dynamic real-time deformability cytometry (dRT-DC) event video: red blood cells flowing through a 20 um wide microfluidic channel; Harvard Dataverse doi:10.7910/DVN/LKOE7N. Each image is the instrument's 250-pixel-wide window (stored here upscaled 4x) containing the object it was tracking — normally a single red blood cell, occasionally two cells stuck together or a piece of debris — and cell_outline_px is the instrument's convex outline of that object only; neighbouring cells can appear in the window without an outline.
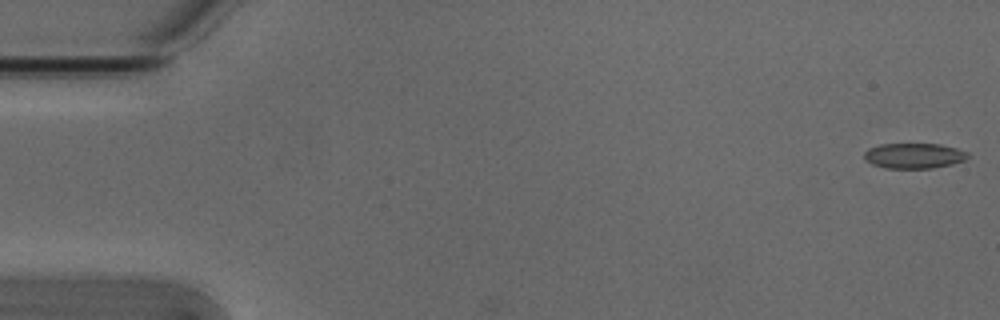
{"species": "Egyptian fruit bat (a non-hibernating species)", "species_latin": "Rousettus aegyptiacus", "temperature_condition": "cold", "stored_images_in_passage": 48, "camera_frame_rate_fps": 3000, "um_per_image_px": 0.085, "animal": {"sex": "male"}, "frame": {"image": 1, "passage_image": 1, "time_ms": 0.0, "image_size_px": [1000, 320], "cell_outline_px": [[968, 156], [964, 160], [952, 164], [932, 168], [884, 168], [872, 164], [864, 160], [864, 152], [868, 148], [880, 144], [940, 144], [956, 148], [968, 152]], "centroid_in_image_um": [77.65, 13.24], "position_along_channel_um": 7.3, "area_um2": 15.32}}
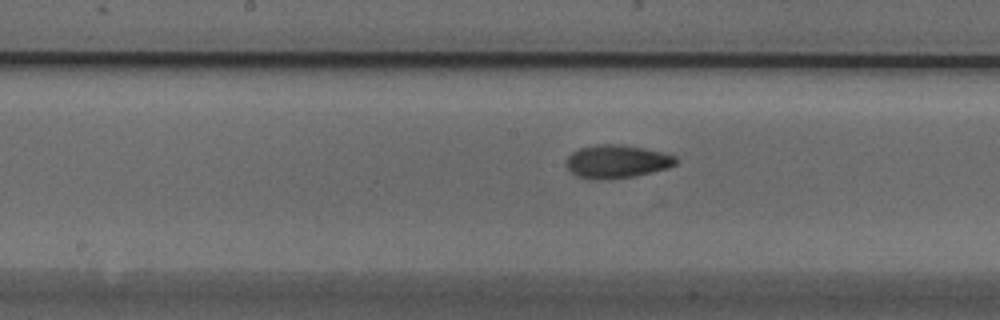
{"frame": {"image": 2, "passage_image": 21, "time_ms": 6.667, "image_size_px": [1000, 320], "cell_outline_px": [[676, 164], [668, 168], [636, 176], [608, 180], [588, 180], [576, 176], [564, 164], [568, 156], [572, 152], [580, 148], [596, 144], [620, 144], [644, 148], [676, 156]], "centroid_in_image_um": [52.39, 13.75], "position_along_channel_um": 195.8, "area_um2": 21.5}}
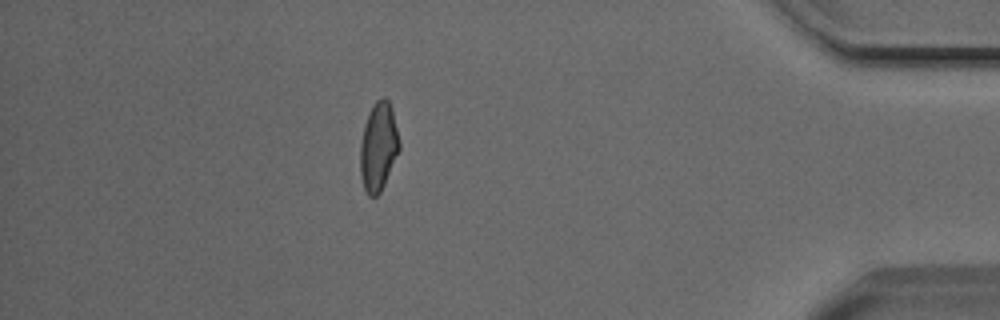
{"frame": {"image": 3, "passage_image": 41, "time_ms": 13.333, "image_size_px": [1000, 320], "cell_outline_px": [[400, 148], [384, 184], [380, 192], [376, 196], [368, 196], [364, 188], [360, 176], [360, 144], [364, 124], [372, 104], [376, 100], [384, 96], [388, 100], [392, 108], [400, 144]], "centroid_in_image_um": [32.15, 12.45], "position_along_channel_um": 403.1, "area_um2": 20.17}, "authors_computed_cell_mechanics": {"area_um2": 19.9121, "velocity_mm_per_s": 3.8178, "shape_relaxation_time_tau1_ms": 6.7962, "shape_relaxation_time_tau2_ms": 2.8774, "deformation_change_tau1": 0.1679, "deformation_change_tau2": 0.0852}}